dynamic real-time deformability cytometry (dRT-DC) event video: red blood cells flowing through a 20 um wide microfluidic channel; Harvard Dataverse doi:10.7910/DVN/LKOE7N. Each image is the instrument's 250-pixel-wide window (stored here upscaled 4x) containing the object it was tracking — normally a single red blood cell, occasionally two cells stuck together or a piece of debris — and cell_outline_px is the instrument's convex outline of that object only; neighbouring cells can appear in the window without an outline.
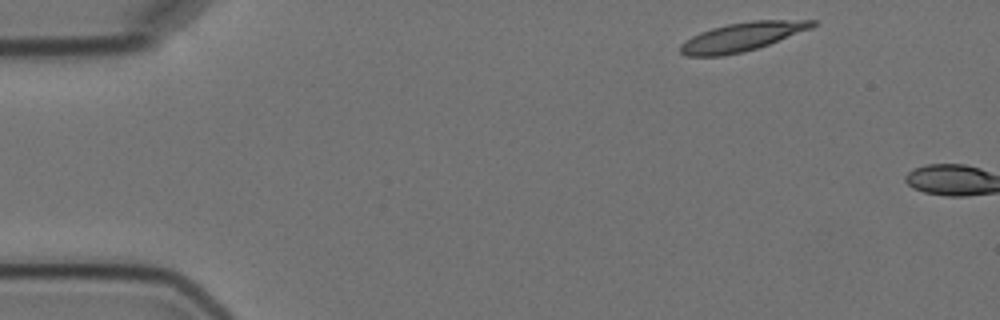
{"species": "Egyptian fruit bat (a non-hibernating species)", "species_latin": "Rousettus aegyptiacus", "temperature_condition": "cold", "stored_images_in_passage": 2, "camera_frame_rate_fps": 3000, "um_per_image_px": 0.085, "animal": {"sex": "female"}, "frame": {"image": 1, "passage_image": 1, "time_ms": 0.0, "image_size_px": [1000, 320], "cell_outline_px": [[816, 24], [812, 28], [768, 44], [744, 52], [724, 56], [688, 56], [680, 52], [680, 44], [692, 36], [700, 32], [712, 28], [728, 24], [752, 20], [816, 20]], "centroid_in_image_um": [63.06, 3.13], "position_along_channel_um": 21.9, "area_um2": 21.91}}